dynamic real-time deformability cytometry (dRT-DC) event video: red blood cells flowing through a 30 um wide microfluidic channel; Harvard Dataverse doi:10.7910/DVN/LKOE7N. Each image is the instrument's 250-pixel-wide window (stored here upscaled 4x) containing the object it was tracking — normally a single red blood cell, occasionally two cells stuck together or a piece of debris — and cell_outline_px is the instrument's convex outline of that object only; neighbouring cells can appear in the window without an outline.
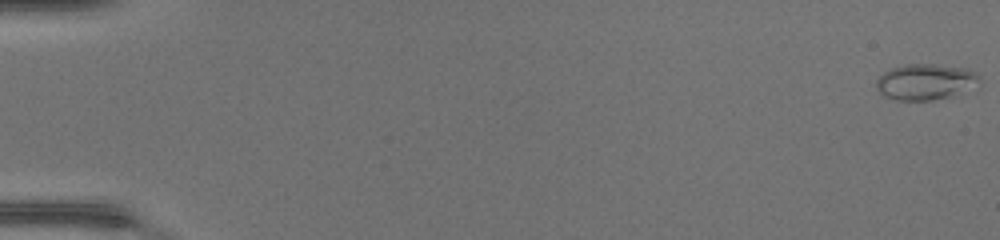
{"species": "common noctule bat (a hibernating species)", "species_latin": "Nyctalus noctula", "temperature_condition": "warm", "stored_images_in_passage": 48, "camera_frame_rate_fps": 3000, "um_per_image_px": 0.085, "animal": {"sex": "female", "body_mass_g": 17.0, "forearm_length_mm": 48.0}, "frame": {"image": 1, "passage_image": 1, "time_ms": 0.0, "image_size_px": [1000, 240], "cell_outline_px": [[980, 80], [952, 96], [932, 100], [896, 100], [884, 96], [876, 88], [876, 80], [884, 72], [892, 68], [904, 64], [936, 64], [968, 68], [976, 72], [980, 76]], "centroid_in_image_um": [78.62, 6.94], "position_along_channel_um": 6.4, "area_um2": 21.39}}
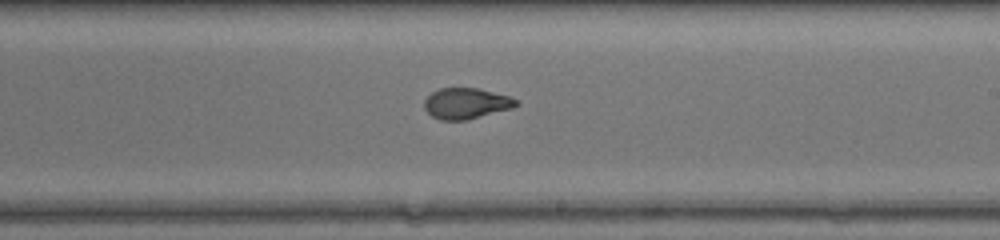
{"frame": {"image": 2, "passage_image": 30, "time_ms": 9.667, "image_size_px": [1000, 240], "cell_outline_px": [[520, 104], [512, 108], [464, 120], [440, 120], [432, 116], [424, 108], [424, 100], [432, 92], [440, 88], [476, 88], [508, 96], [516, 100]], "centroid_in_image_um": [39.59, 8.79], "position_along_channel_um": 249.4, "area_um2": 16.24}}
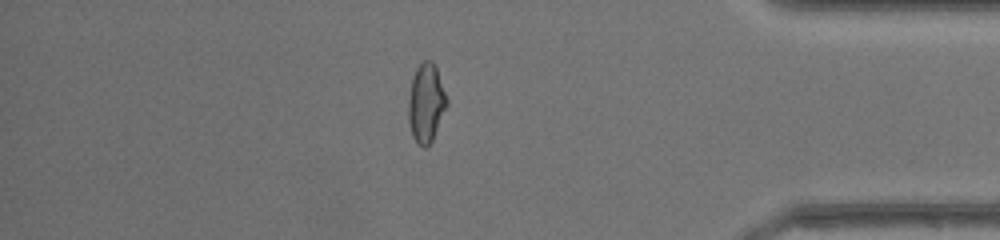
{"frame": {"image": 3, "passage_image": 42, "time_ms": 13.667, "image_size_px": [1000, 240], "cell_outline_px": [[448, 104], [432, 140], [424, 148], [412, 136], [408, 120], [408, 100], [412, 76], [416, 68], [424, 60], [432, 60], [436, 68], [448, 100]], "centroid_in_image_um": [36.21, 8.73], "position_along_channel_um": 399.0, "area_um2": 17.51}}